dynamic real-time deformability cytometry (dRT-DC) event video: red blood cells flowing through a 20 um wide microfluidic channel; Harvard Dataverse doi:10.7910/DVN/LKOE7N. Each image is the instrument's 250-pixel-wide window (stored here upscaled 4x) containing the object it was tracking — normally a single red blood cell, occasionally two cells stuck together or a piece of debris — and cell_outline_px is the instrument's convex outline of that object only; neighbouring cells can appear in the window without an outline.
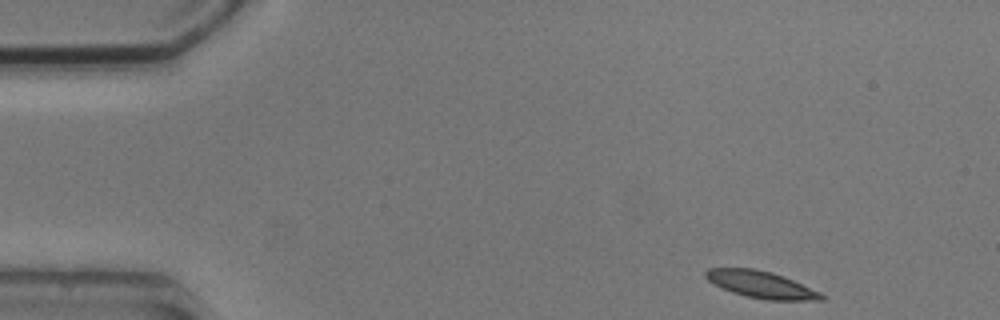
{"species": "common noctule bat (a hibernating species)", "species_latin": "Nyctalus noctula", "temperature_condition": "cold", "stored_images_in_passage": 2, "camera_frame_rate_fps": 3000, "um_per_image_px": 0.085, "animal": {"sex": "male", "body_mass_g": 20.5, "forearm_length_mm": 52.5}, "frame": {"image": 1, "passage_image": 1, "time_ms": 0.0, "image_size_px": [1000, 320], "cell_outline_px": [[824, 300], [768, 300], [744, 296], [720, 288], [708, 280], [704, 276], [704, 272], [708, 268], [756, 268], [772, 272], [784, 276], [820, 292], [824, 296]], "centroid_in_image_um": [64.66, 24.18], "position_along_channel_um": 20.3, "area_um2": 18.26}}